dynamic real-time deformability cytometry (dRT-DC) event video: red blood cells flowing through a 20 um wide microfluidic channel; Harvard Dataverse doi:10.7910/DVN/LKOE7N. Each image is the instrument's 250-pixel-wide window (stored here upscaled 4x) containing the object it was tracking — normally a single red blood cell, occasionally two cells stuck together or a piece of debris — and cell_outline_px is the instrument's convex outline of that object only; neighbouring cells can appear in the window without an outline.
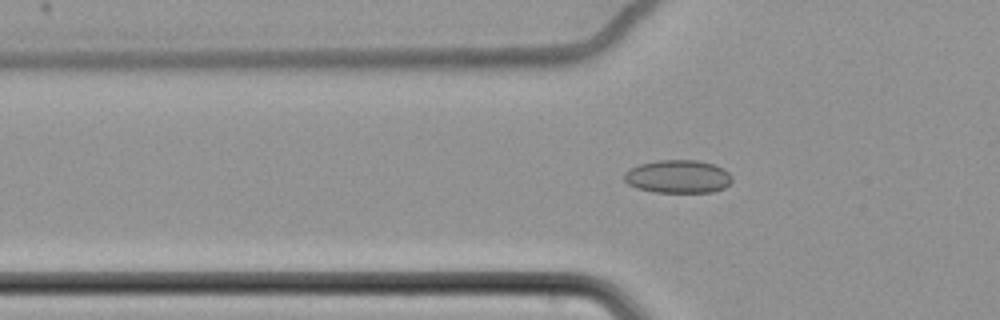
{"species": "common noctule bat (a hibernating species)", "species_latin": "Nyctalus noctula", "temperature_condition": "cold", "stored_images_in_passage": 49, "camera_frame_rate_fps": 3000, "um_per_image_px": 0.085, "animal": {"sex": "female", "body_mass_g": 22.7, "forearm_length_mm": 54.2}, "frame": {"image": 1, "passage_image": 10, "time_ms": 3.0, "image_size_px": [1000, 320], "cell_outline_px": [[732, 180], [724, 188], [712, 192], [656, 192], [636, 188], [628, 184], [624, 180], [624, 172], [628, 168], [640, 164], [656, 160], [696, 160], [712, 164], [724, 168], [732, 176]], "centroid_in_image_um": [57.6, 15.0], "position_along_channel_um": 68.2, "area_um2": 20.92}}
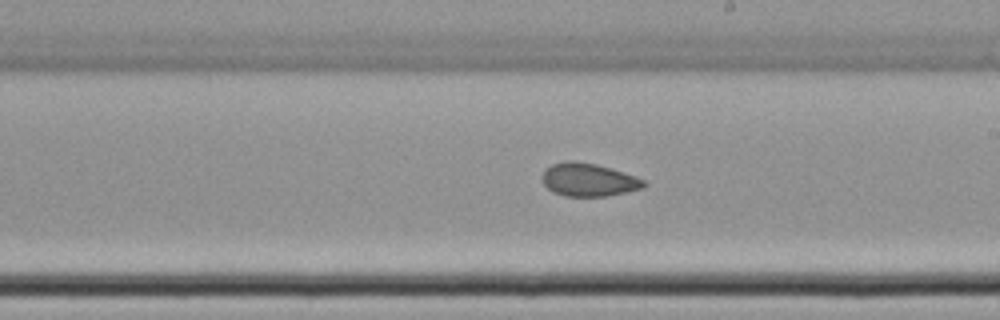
{"frame": {"image": 2, "passage_image": 25, "time_ms": 8.0, "image_size_px": [1000, 320], "cell_outline_px": [[648, 184], [644, 188], [608, 196], [564, 196], [552, 192], [544, 184], [544, 172], [552, 164], [568, 160], [576, 160], [596, 164], [636, 176], [644, 180]], "centroid_in_image_um": [50.07, 15.29], "position_along_channel_um": 238.9, "area_um2": 19.54}}
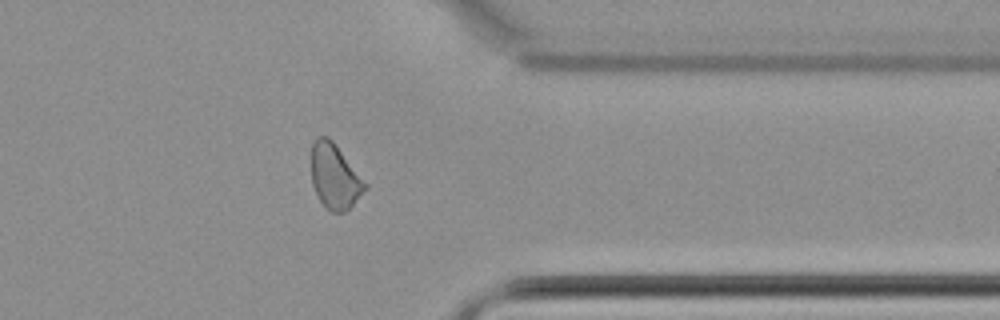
{"frame": {"image": 3, "passage_image": 38, "time_ms": 12.333, "image_size_px": [1000, 320], "cell_outline_px": [[368, 188], [344, 212], [332, 212], [324, 208], [312, 184], [312, 144], [320, 136], [328, 136], [332, 140], [368, 184]], "centroid_in_image_um": [28.46, 15.01], "position_along_channel_um": 382.9, "area_um2": 20.11}, "authors_computed_cell_mechanics": {"area_um2": 20.23, "velocity_mm_per_s": 3.4781, "shape_relaxation_time_tau1_ms": null, "shape_relaxation_time_tau2_ms": 3.6626, "deformation_change_tau1": null, "deformation_change_tau2": 0.0793}}